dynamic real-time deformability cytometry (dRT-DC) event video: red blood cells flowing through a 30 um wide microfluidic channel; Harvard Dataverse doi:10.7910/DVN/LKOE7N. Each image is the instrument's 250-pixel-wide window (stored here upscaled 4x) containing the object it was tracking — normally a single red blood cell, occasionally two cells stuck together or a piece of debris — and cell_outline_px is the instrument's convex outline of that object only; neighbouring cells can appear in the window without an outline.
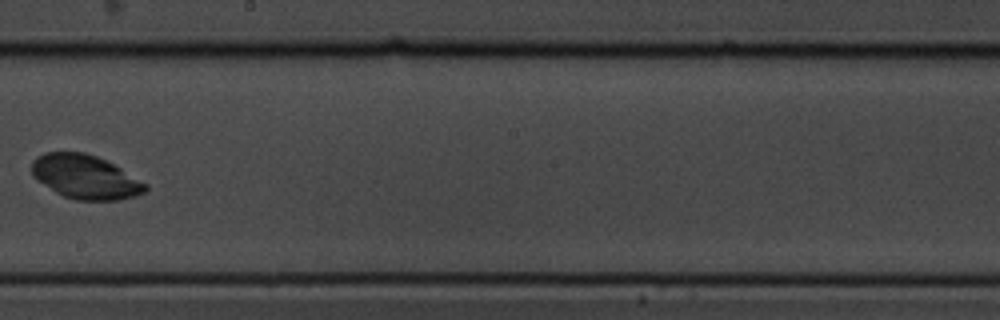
{"species": "common noctule bat (a hibernating species)", "species_latin": "Nyctalus noctula", "temperature_condition": "cold", "stored_images_in_passage": 16, "camera_frame_rate_fps": 3000, "um_per_image_px": 0.085, "animal": {"sex": "male", "body_mass_g": 19.5, "forearm_length_mm": 54.6}, "frame": {"image": 1, "passage_image": 10, "time_ms": 3.0, "image_size_px": [1000, 320], "cell_outline_px": [[148, 188], [144, 192], [136, 196], [120, 200], [76, 200], [64, 196], [56, 192], [36, 180], [32, 176], [32, 160], [36, 156], [44, 152], [84, 152], [96, 156], [120, 168], [148, 184]], "centroid_in_image_um": [7.23, 15.04], "position_along_channel_um": 241.0, "area_um2": 29.13}}
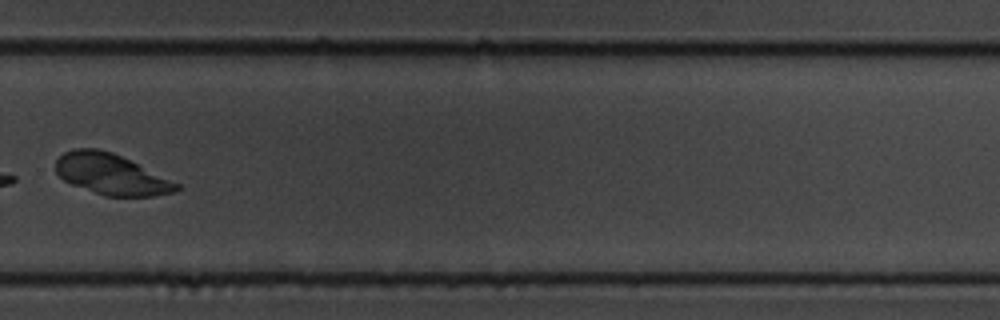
{"frame": {"image": 2, "passage_image": 12, "time_ms": 3.667, "image_size_px": [1000, 320], "cell_outline_px": [[180, 188], [176, 192], [152, 196], [104, 196], [72, 184], [64, 180], [56, 172], [56, 160], [64, 152], [72, 148], [96, 148], [112, 152], [180, 184]], "centroid_in_image_um": [9.44, 14.81], "position_along_channel_um": 320.4, "area_um2": 28.5}}